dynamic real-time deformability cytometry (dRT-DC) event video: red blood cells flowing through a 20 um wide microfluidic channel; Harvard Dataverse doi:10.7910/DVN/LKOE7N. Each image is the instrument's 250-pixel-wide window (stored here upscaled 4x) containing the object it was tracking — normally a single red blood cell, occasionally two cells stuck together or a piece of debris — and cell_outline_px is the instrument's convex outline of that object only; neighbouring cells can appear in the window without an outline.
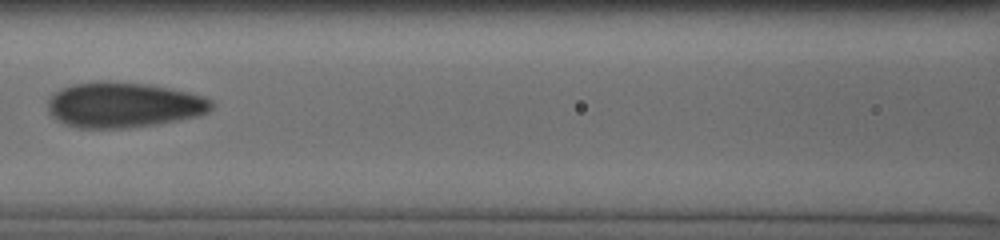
{"species": "human", "species_latin": "Homo sapiens", "temperature_condition": "cold", "stored_images_in_passage": 4, "camera_frame_rate_fps": 3000, "um_per_image_px": 0.085, "donor": {"sex": "male"}, "frame": {"image": 1, "passage_image": 4, "time_ms": 3.333, "image_size_px": [1000, 240], "cell_outline_px": [[212, 108], [208, 112], [196, 116], [156, 124], [128, 128], [80, 128], [64, 124], [52, 116], [48, 112], [48, 100], [56, 92], [72, 84], [104, 80], [148, 84], [172, 88], [204, 96], [212, 100]], "centroid_in_image_um": [10.5, 8.91], "position_along_channel_um": 156.1, "area_um2": 43.29}}